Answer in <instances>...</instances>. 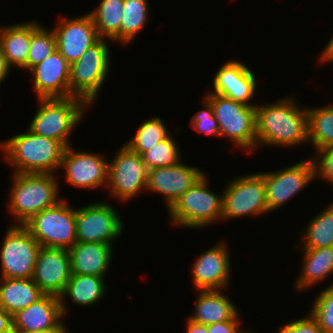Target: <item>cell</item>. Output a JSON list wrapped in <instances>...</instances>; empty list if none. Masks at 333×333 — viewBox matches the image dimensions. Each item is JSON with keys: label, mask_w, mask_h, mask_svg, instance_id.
I'll return each mask as SVG.
<instances>
[{"label": "cell", "mask_w": 333, "mask_h": 333, "mask_svg": "<svg viewBox=\"0 0 333 333\" xmlns=\"http://www.w3.org/2000/svg\"><path fill=\"white\" fill-rule=\"evenodd\" d=\"M290 95L273 103L256 105L257 149L299 147L308 144L307 107Z\"/></svg>", "instance_id": "cell-1"}, {"label": "cell", "mask_w": 333, "mask_h": 333, "mask_svg": "<svg viewBox=\"0 0 333 333\" xmlns=\"http://www.w3.org/2000/svg\"><path fill=\"white\" fill-rule=\"evenodd\" d=\"M26 129L0 142L3 160L12 167V173L57 175L66 147L60 141Z\"/></svg>", "instance_id": "cell-2"}, {"label": "cell", "mask_w": 333, "mask_h": 333, "mask_svg": "<svg viewBox=\"0 0 333 333\" xmlns=\"http://www.w3.org/2000/svg\"><path fill=\"white\" fill-rule=\"evenodd\" d=\"M7 212L12 225H23L33 215L56 205L59 196V176L55 174L12 173Z\"/></svg>", "instance_id": "cell-3"}, {"label": "cell", "mask_w": 333, "mask_h": 333, "mask_svg": "<svg viewBox=\"0 0 333 333\" xmlns=\"http://www.w3.org/2000/svg\"><path fill=\"white\" fill-rule=\"evenodd\" d=\"M208 178L205 173L167 210L171 226L198 230L222 222L223 193L211 191Z\"/></svg>", "instance_id": "cell-4"}, {"label": "cell", "mask_w": 333, "mask_h": 333, "mask_svg": "<svg viewBox=\"0 0 333 333\" xmlns=\"http://www.w3.org/2000/svg\"><path fill=\"white\" fill-rule=\"evenodd\" d=\"M38 108L28 129L34 134L72 146L70 135L83 122L90 106L78 97L37 99Z\"/></svg>", "instance_id": "cell-5"}, {"label": "cell", "mask_w": 333, "mask_h": 333, "mask_svg": "<svg viewBox=\"0 0 333 333\" xmlns=\"http://www.w3.org/2000/svg\"><path fill=\"white\" fill-rule=\"evenodd\" d=\"M203 96L211 103L221 137L244 150V154L256 152V106H248L214 93H204Z\"/></svg>", "instance_id": "cell-6"}, {"label": "cell", "mask_w": 333, "mask_h": 333, "mask_svg": "<svg viewBox=\"0 0 333 333\" xmlns=\"http://www.w3.org/2000/svg\"><path fill=\"white\" fill-rule=\"evenodd\" d=\"M107 41L101 38L70 64V97L83 99L91 107L98 100L111 67L110 45Z\"/></svg>", "instance_id": "cell-7"}, {"label": "cell", "mask_w": 333, "mask_h": 333, "mask_svg": "<svg viewBox=\"0 0 333 333\" xmlns=\"http://www.w3.org/2000/svg\"><path fill=\"white\" fill-rule=\"evenodd\" d=\"M23 226L41 247L69 250L77 242L76 207L66 198L33 215Z\"/></svg>", "instance_id": "cell-8"}, {"label": "cell", "mask_w": 333, "mask_h": 333, "mask_svg": "<svg viewBox=\"0 0 333 333\" xmlns=\"http://www.w3.org/2000/svg\"><path fill=\"white\" fill-rule=\"evenodd\" d=\"M222 190V221L249 217H261L269 213L265 182L258 173L235 175Z\"/></svg>", "instance_id": "cell-9"}, {"label": "cell", "mask_w": 333, "mask_h": 333, "mask_svg": "<svg viewBox=\"0 0 333 333\" xmlns=\"http://www.w3.org/2000/svg\"><path fill=\"white\" fill-rule=\"evenodd\" d=\"M148 171L141 155L123 144L108 164L109 196L123 203L139 196L146 191Z\"/></svg>", "instance_id": "cell-10"}, {"label": "cell", "mask_w": 333, "mask_h": 333, "mask_svg": "<svg viewBox=\"0 0 333 333\" xmlns=\"http://www.w3.org/2000/svg\"><path fill=\"white\" fill-rule=\"evenodd\" d=\"M0 247V278L31 279L34 274L39 243L23 225H10Z\"/></svg>", "instance_id": "cell-11"}, {"label": "cell", "mask_w": 333, "mask_h": 333, "mask_svg": "<svg viewBox=\"0 0 333 333\" xmlns=\"http://www.w3.org/2000/svg\"><path fill=\"white\" fill-rule=\"evenodd\" d=\"M90 202L76 207L77 242H97L113 245L124 231L119 211L110 202Z\"/></svg>", "instance_id": "cell-12"}, {"label": "cell", "mask_w": 333, "mask_h": 333, "mask_svg": "<svg viewBox=\"0 0 333 333\" xmlns=\"http://www.w3.org/2000/svg\"><path fill=\"white\" fill-rule=\"evenodd\" d=\"M259 173L264 178L269 213L280 210L289 200L316 180L314 162L311 157L283 169L260 171Z\"/></svg>", "instance_id": "cell-13"}, {"label": "cell", "mask_w": 333, "mask_h": 333, "mask_svg": "<svg viewBox=\"0 0 333 333\" xmlns=\"http://www.w3.org/2000/svg\"><path fill=\"white\" fill-rule=\"evenodd\" d=\"M103 156L66 147L59 168L65 171V183L83 190L107 188L109 161Z\"/></svg>", "instance_id": "cell-14"}, {"label": "cell", "mask_w": 333, "mask_h": 333, "mask_svg": "<svg viewBox=\"0 0 333 333\" xmlns=\"http://www.w3.org/2000/svg\"><path fill=\"white\" fill-rule=\"evenodd\" d=\"M228 247L226 240H221L195 258L191 267L195 290H225L230 286L232 260Z\"/></svg>", "instance_id": "cell-15"}, {"label": "cell", "mask_w": 333, "mask_h": 333, "mask_svg": "<svg viewBox=\"0 0 333 333\" xmlns=\"http://www.w3.org/2000/svg\"><path fill=\"white\" fill-rule=\"evenodd\" d=\"M52 29L57 50L69 64L77 61L85 51L101 39L88 12L75 18L62 15Z\"/></svg>", "instance_id": "cell-16"}, {"label": "cell", "mask_w": 333, "mask_h": 333, "mask_svg": "<svg viewBox=\"0 0 333 333\" xmlns=\"http://www.w3.org/2000/svg\"><path fill=\"white\" fill-rule=\"evenodd\" d=\"M206 173V170L179 161L168 167L148 171L146 191L163 195L168 210L177 199L190 189Z\"/></svg>", "instance_id": "cell-17"}, {"label": "cell", "mask_w": 333, "mask_h": 333, "mask_svg": "<svg viewBox=\"0 0 333 333\" xmlns=\"http://www.w3.org/2000/svg\"><path fill=\"white\" fill-rule=\"evenodd\" d=\"M254 72L240 60H229L221 64L213 77L212 89L206 93L226 96L248 106H256L253 101L258 80ZM252 101V102H251Z\"/></svg>", "instance_id": "cell-18"}, {"label": "cell", "mask_w": 333, "mask_h": 333, "mask_svg": "<svg viewBox=\"0 0 333 333\" xmlns=\"http://www.w3.org/2000/svg\"><path fill=\"white\" fill-rule=\"evenodd\" d=\"M71 276L68 250L40 247L32 279L45 295L60 297Z\"/></svg>", "instance_id": "cell-19"}, {"label": "cell", "mask_w": 333, "mask_h": 333, "mask_svg": "<svg viewBox=\"0 0 333 333\" xmlns=\"http://www.w3.org/2000/svg\"><path fill=\"white\" fill-rule=\"evenodd\" d=\"M37 99L69 98L70 64L56 49L29 71Z\"/></svg>", "instance_id": "cell-20"}, {"label": "cell", "mask_w": 333, "mask_h": 333, "mask_svg": "<svg viewBox=\"0 0 333 333\" xmlns=\"http://www.w3.org/2000/svg\"><path fill=\"white\" fill-rule=\"evenodd\" d=\"M64 319L60 298L44 295L12 315L13 332H37L57 327Z\"/></svg>", "instance_id": "cell-21"}, {"label": "cell", "mask_w": 333, "mask_h": 333, "mask_svg": "<svg viewBox=\"0 0 333 333\" xmlns=\"http://www.w3.org/2000/svg\"><path fill=\"white\" fill-rule=\"evenodd\" d=\"M111 244L97 242H76L68 251L72 274L107 277L113 257Z\"/></svg>", "instance_id": "cell-22"}, {"label": "cell", "mask_w": 333, "mask_h": 333, "mask_svg": "<svg viewBox=\"0 0 333 333\" xmlns=\"http://www.w3.org/2000/svg\"><path fill=\"white\" fill-rule=\"evenodd\" d=\"M223 291L196 290L194 310L188 318L204 325L233 320L241 310Z\"/></svg>", "instance_id": "cell-23"}, {"label": "cell", "mask_w": 333, "mask_h": 333, "mask_svg": "<svg viewBox=\"0 0 333 333\" xmlns=\"http://www.w3.org/2000/svg\"><path fill=\"white\" fill-rule=\"evenodd\" d=\"M300 251L302 252L301 271L293 288L296 292L303 293L333 275V247L300 249Z\"/></svg>", "instance_id": "cell-24"}, {"label": "cell", "mask_w": 333, "mask_h": 333, "mask_svg": "<svg viewBox=\"0 0 333 333\" xmlns=\"http://www.w3.org/2000/svg\"><path fill=\"white\" fill-rule=\"evenodd\" d=\"M106 277H98L94 275L72 274L66 288L60 298L63 316L68 314V304L70 301L79 307H90L97 305L100 300L104 299L107 285Z\"/></svg>", "instance_id": "cell-25"}, {"label": "cell", "mask_w": 333, "mask_h": 333, "mask_svg": "<svg viewBox=\"0 0 333 333\" xmlns=\"http://www.w3.org/2000/svg\"><path fill=\"white\" fill-rule=\"evenodd\" d=\"M31 43V20L0 26V49L9 66L27 71Z\"/></svg>", "instance_id": "cell-26"}, {"label": "cell", "mask_w": 333, "mask_h": 333, "mask_svg": "<svg viewBox=\"0 0 333 333\" xmlns=\"http://www.w3.org/2000/svg\"><path fill=\"white\" fill-rule=\"evenodd\" d=\"M44 295L32 278H0V306L11 315L37 302Z\"/></svg>", "instance_id": "cell-27"}, {"label": "cell", "mask_w": 333, "mask_h": 333, "mask_svg": "<svg viewBox=\"0 0 333 333\" xmlns=\"http://www.w3.org/2000/svg\"><path fill=\"white\" fill-rule=\"evenodd\" d=\"M302 232L300 249L333 247V201L313 216Z\"/></svg>", "instance_id": "cell-28"}, {"label": "cell", "mask_w": 333, "mask_h": 333, "mask_svg": "<svg viewBox=\"0 0 333 333\" xmlns=\"http://www.w3.org/2000/svg\"><path fill=\"white\" fill-rule=\"evenodd\" d=\"M123 5L124 0H101L96 8L88 12L100 38L120 45Z\"/></svg>", "instance_id": "cell-29"}, {"label": "cell", "mask_w": 333, "mask_h": 333, "mask_svg": "<svg viewBox=\"0 0 333 333\" xmlns=\"http://www.w3.org/2000/svg\"><path fill=\"white\" fill-rule=\"evenodd\" d=\"M307 127L313 150L333 145V105L307 107Z\"/></svg>", "instance_id": "cell-30"}, {"label": "cell", "mask_w": 333, "mask_h": 333, "mask_svg": "<svg viewBox=\"0 0 333 333\" xmlns=\"http://www.w3.org/2000/svg\"><path fill=\"white\" fill-rule=\"evenodd\" d=\"M148 0H124L120 27V44L129 45L149 21Z\"/></svg>", "instance_id": "cell-31"}, {"label": "cell", "mask_w": 333, "mask_h": 333, "mask_svg": "<svg viewBox=\"0 0 333 333\" xmlns=\"http://www.w3.org/2000/svg\"><path fill=\"white\" fill-rule=\"evenodd\" d=\"M161 117L151 116L136 130L131 139L125 144L133 151L142 155L157 143L167 139L172 133Z\"/></svg>", "instance_id": "cell-32"}, {"label": "cell", "mask_w": 333, "mask_h": 333, "mask_svg": "<svg viewBox=\"0 0 333 333\" xmlns=\"http://www.w3.org/2000/svg\"><path fill=\"white\" fill-rule=\"evenodd\" d=\"M56 47V38L53 29L42 26L40 22L31 20V43L27 58V70L44 61L51 55Z\"/></svg>", "instance_id": "cell-33"}, {"label": "cell", "mask_w": 333, "mask_h": 333, "mask_svg": "<svg viewBox=\"0 0 333 333\" xmlns=\"http://www.w3.org/2000/svg\"><path fill=\"white\" fill-rule=\"evenodd\" d=\"M173 135L171 134L167 139L157 143L141 155L148 170L172 166L183 160L181 150Z\"/></svg>", "instance_id": "cell-34"}, {"label": "cell", "mask_w": 333, "mask_h": 333, "mask_svg": "<svg viewBox=\"0 0 333 333\" xmlns=\"http://www.w3.org/2000/svg\"><path fill=\"white\" fill-rule=\"evenodd\" d=\"M309 310L324 333H333V286L321 289Z\"/></svg>", "instance_id": "cell-35"}, {"label": "cell", "mask_w": 333, "mask_h": 333, "mask_svg": "<svg viewBox=\"0 0 333 333\" xmlns=\"http://www.w3.org/2000/svg\"><path fill=\"white\" fill-rule=\"evenodd\" d=\"M201 100H203L201 101L203 109L193 114L190 118V126L204 135L221 137L219 125L213 114L211 103L204 96H202Z\"/></svg>", "instance_id": "cell-36"}, {"label": "cell", "mask_w": 333, "mask_h": 333, "mask_svg": "<svg viewBox=\"0 0 333 333\" xmlns=\"http://www.w3.org/2000/svg\"><path fill=\"white\" fill-rule=\"evenodd\" d=\"M312 158L315 167V178L326 181L328 185H333V145L320 148ZM333 187V186H332Z\"/></svg>", "instance_id": "cell-37"}, {"label": "cell", "mask_w": 333, "mask_h": 333, "mask_svg": "<svg viewBox=\"0 0 333 333\" xmlns=\"http://www.w3.org/2000/svg\"><path fill=\"white\" fill-rule=\"evenodd\" d=\"M308 314V315H307ZM285 324V325H284ZM275 333H324L317 321L308 312L300 319L284 322Z\"/></svg>", "instance_id": "cell-38"}, {"label": "cell", "mask_w": 333, "mask_h": 333, "mask_svg": "<svg viewBox=\"0 0 333 333\" xmlns=\"http://www.w3.org/2000/svg\"><path fill=\"white\" fill-rule=\"evenodd\" d=\"M241 314H238L233 320L213 323L208 325V333H242ZM241 328V329H240Z\"/></svg>", "instance_id": "cell-39"}, {"label": "cell", "mask_w": 333, "mask_h": 333, "mask_svg": "<svg viewBox=\"0 0 333 333\" xmlns=\"http://www.w3.org/2000/svg\"><path fill=\"white\" fill-rule=\"evenodd\" d=\"M0 333H14L12 315L0 306Z\"/></svg>", "instance_id": "cell-40"}, {"label": "cell", "mask_w": 333, "mask_h": 333, "mask_svg": "<svg viewBox=\"0 0 333 333\" xmlns=\"http://www.w3.org/2000/svg\"><path fill=\"white\" fill-rule=\"evenodd\" d=\"M319 53H320L319 54L320 58L318 57L319 61L316 60L319 65L331 63V61L333 60V34L332 37L327 42V44L325 45V47Z\"/></svg>", "instance_id": "cell-41"}, {"label": "cell", "mask_w": 333, "mask_h": 333, "mask_svg": "<svg viewBox=\"0 0 333 333\" xmlns=\"http://www.w3.org/2000/svg\"><path fill=\"white\" fill-rule=\"evenodd\" d=\"M186 332L185 333H208V325L200 324L186 318Z\"/></svg>", "instance_id": "cell-42"}, {"label": "cell", "mask_w": 333, "mask_h": 333, "mask_svg": "<svg viewBox=\"0 0 333 333\" xmlns=\"http://www.w3.org/2000/svg\"><path fill=\"white\" fill-rule=\"evenodd\" d=\"M11 67L9 66L6 57L0 49V86L9 77L11 73Z\"/></svg>", "instance_id": "cell-43"}, {"label": "cell", "mask_w": 333, "mask_h": 333, "mask_svg": "<svg viewBox=\"0 0 333 333\" xmlns=\"http://www.w3.org/2000/svg\"><path fill=\"white\" fill-rule=\"evenodd\" d=\"M68 326L66 327L65 320H63L57 327L43 330V331H37V332H14V333H70L68 330Z\"/></svg>", "instance_id": "cell-44"}, {"label": "cell", "mask_w": 333, "mask_h": 333, "mask_svg": "<svg viewBox=\"0 0 333 333\" xmlns=\"http://www.w3.org/2000/svg\"><path fill=\"white\" fill-rule=\"evenodd\" d=\"M242 333H257V332H256V331H255V332H253L252 330H251L250 332H249L248 330H246V331H245V330H243V331H242Z\"/></svg>", "instance_id": "cell-45"}, {"label": "cell", "mask_w": 333, "mask_h": 333, "mask_svg": "<svg viewBox=\"0 0 333 333\" xmlns=\"http://www.w3.org/2000/svg\"><path fill=\"white\" fill-rule=\"evenodd\" d=\"M332 286H333V281L327 287H332Z\"/></svg>", "instance_id": "cell-46"}]
</instances>
